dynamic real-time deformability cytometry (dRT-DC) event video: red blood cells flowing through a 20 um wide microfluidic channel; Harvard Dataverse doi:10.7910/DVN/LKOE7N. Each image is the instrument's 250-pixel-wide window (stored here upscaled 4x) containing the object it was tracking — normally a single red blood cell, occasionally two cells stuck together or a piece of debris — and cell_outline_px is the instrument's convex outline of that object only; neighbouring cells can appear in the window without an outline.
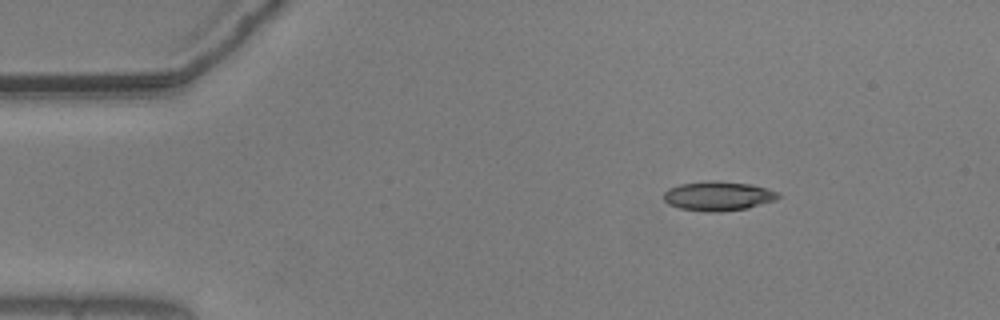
{"species": "common noctule bat (a hibernating species)", "species_latin": "Nyctalus noctula", "temperature_condition": "warm", "stored_images_in_passage": 48, "camera_frame_rate_fps": 3000, "um_per_image_px": 0.085, "animal": {"sex": "male", "body_mass_g": 20.5, "forearm_length_mm": 52.5}, "frame": {"image": 1, "passage_image": 1, "time_ms": 0.0, "image_size_px": [1000, 320], "cell_outline_px": [[780, 196], [776, 200], [748, 208], [720, 212], [708, 212], [680, 208], [668, 204], [664, 200], [664, 192], [668, 188], [680, 184], [712, 180], [752, 184], [768, 188], [780, 192]], "centroid_in_image_um": [61.07, 16.66], "position_along_channel_um": 23.9, "area_um2": 19.77}}
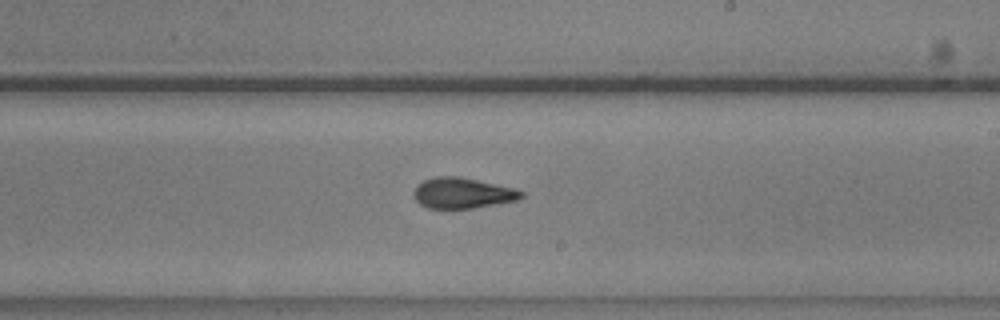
{"frame": {"image": 2, "passage_image": 25, "time_ms": 8.0, "image_size_px": [1000, 320], "cell_outline_px": [[524, 196], [520, 200], [472, 208], [428, 208], [420, 204], [416, 200], [412, 192], [416, 184], [424, 180], [436, 176], [456, 176], [516, 188], [524, 192]], "centroid_in_image_um": [39.32, 16.41], "position_along_channel_um": 249.7, "area_um2": 19.31}}
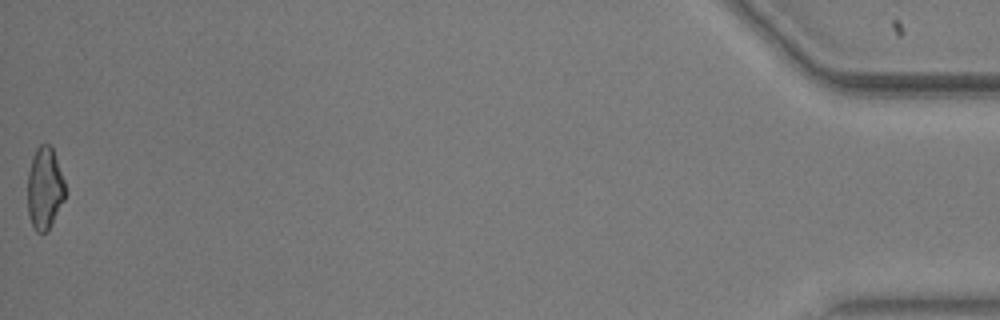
{"frame": {"image": 3, "passage_image": 48, "time_ms": 15.667, "image_size_px": [1000, 320], "cell_outline_px": [[68, 192], [48, 232], [36, 232], [28, 216], [28, 172], [32, 156], [36, 148], [40, 144], [48, 144], [52, 148], [64, 180]], "centroid_in_image_um": [3.81, 16.03], "position_along_channel_um": 431.4, "area_um2": 18.21}, "authors_computed_cell_mechanics": {"area_um2": 18.9295, "velocity_mm_per_s": 3.6823, "shape_relaxation_time_tau1_ms": null, "shape_relaxation_time_tau2_ms": 2.8614, "deformation_change_tau1": null, "deformation_change_tau2": 0.1046}}